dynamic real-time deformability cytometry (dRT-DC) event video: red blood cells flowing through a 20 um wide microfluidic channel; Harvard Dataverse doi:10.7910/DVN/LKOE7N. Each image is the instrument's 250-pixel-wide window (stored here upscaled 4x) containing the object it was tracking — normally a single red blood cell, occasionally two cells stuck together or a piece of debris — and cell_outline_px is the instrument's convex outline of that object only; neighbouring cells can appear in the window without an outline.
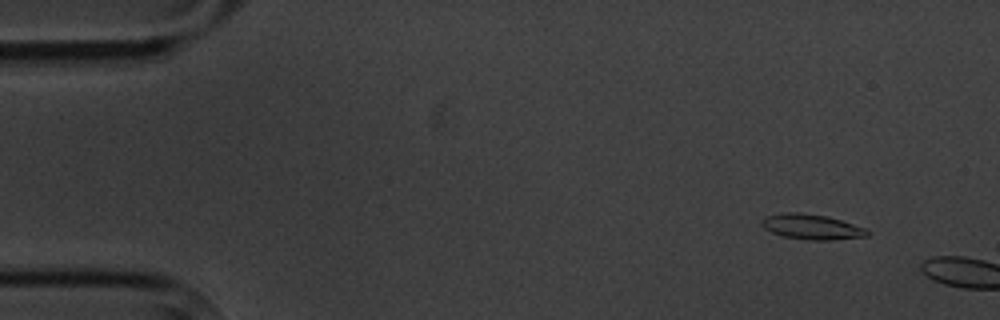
{"species": "common noctule bat (a hibernating species)", "species_latin": "Nyctalus noctula", "temperature_condition": "cold", "stored_images_in_passage": 3, "camera_frame_rate_fps": 3000, "um_per_image_px": 0.085, "animal": {"sex": "male", "body_mass_g": 20.1, "forearm_length_mm": 53.5}, "frame": {"image": 1, "passage_image": 2, "time_ms": 1.333, "image_size_px": [1000, 320], "cell_outline_px": [[872, 232], [868, 236], [832, 240], [808, 240], [784, 236], [772, 232], [764, 228], [764, 216], [784, 212], [800, 212], [828, 216], [864, 228]], "centroid_in_image_um": [69.03, 19.28], "position_along_channel_um": 16.0, "area_um2": 15.37}}